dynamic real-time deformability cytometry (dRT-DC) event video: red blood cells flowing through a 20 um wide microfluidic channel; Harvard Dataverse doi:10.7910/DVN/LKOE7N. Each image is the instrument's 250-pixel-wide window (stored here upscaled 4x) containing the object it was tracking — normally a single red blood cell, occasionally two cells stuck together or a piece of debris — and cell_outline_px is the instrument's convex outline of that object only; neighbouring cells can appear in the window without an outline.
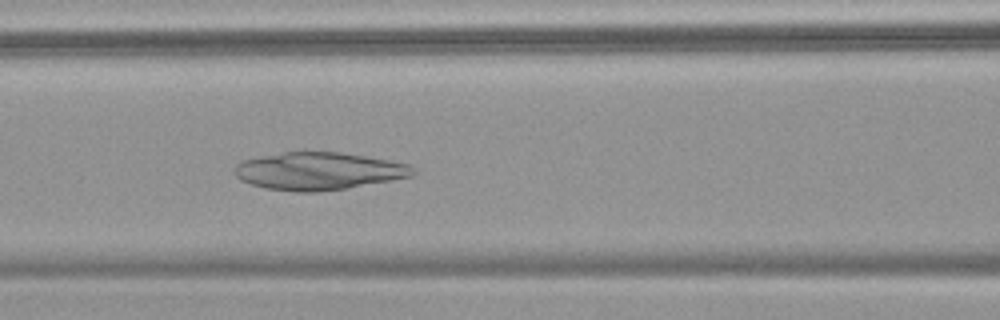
{"species": "common noctule bat (a hibernating species)", "species_latin": "Nyctalus noctula", "temperature_condition": "warm", "stored_images_in_passage": 57, "camera_frame_rate_fps": 3000, "um_per_image_px": 0.085, "animal": {"sex": "female", "body_mass_g": 18.4}, "frame": {"image": 1, "passage_image": 26, "time_ms": 8.333, "image_size_px": [1000, 320], "cell_outline_px": [[416, 172], [412, 176], [348, 188], [316, 192], [296, 192], [264, 188], [240, 180], [236, 176], [236, 164], [240, 160], [260, 156], [284, 152], [340, 152], [388, 160], [408, 164], [416, 168]], "centroid_in_image_um": [27.07, 14.54], "position_along_channel_um": 139.5, "area_um2": 39.02}}
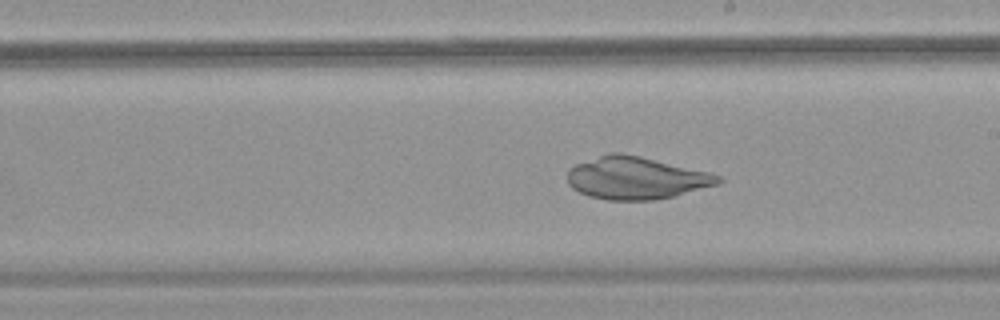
{"frame": {"image": 2, "passage_image": 34, "time_ms": 11.0, "image_size_px": [1000, 320], "cell_outline_px": [[724, 180], [720, 184], [672, 196], [652, 200], [608, 200], [588, 196], [572, 188], [568, 184], [568, 168], [576, 164], [608, 152], [620, 152], [640, 156], [708, 172], [720, 176]], "centroid_in_image_um": [54.05, 15.12], "position_along_channel_um": 235.0, "area_um2": 37.17}}
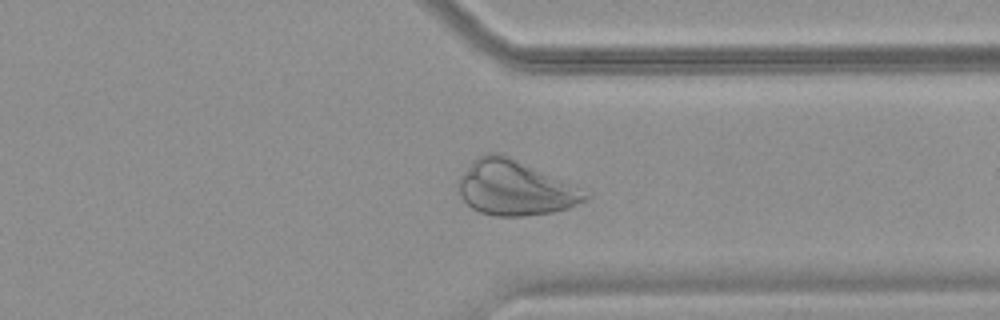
{"frame": {"image": 3, "passage_image": 45, "time_ms": 14.667, "image_size_px": [1000, 320], "cell_outline_px": [[592, 196], [568, 208], [552, 212], [524, 216], [492, 216], [480, 212], [472, 208], [460, 196], [456, 184], [460, 176], [472, 160], [484, 152], [492, 152], [508, 156], [568, 184]], "centroid_in_image_um": [43.65, 15.99], "position_along_channel_um": 367.7, "area_um2": 39.71}}